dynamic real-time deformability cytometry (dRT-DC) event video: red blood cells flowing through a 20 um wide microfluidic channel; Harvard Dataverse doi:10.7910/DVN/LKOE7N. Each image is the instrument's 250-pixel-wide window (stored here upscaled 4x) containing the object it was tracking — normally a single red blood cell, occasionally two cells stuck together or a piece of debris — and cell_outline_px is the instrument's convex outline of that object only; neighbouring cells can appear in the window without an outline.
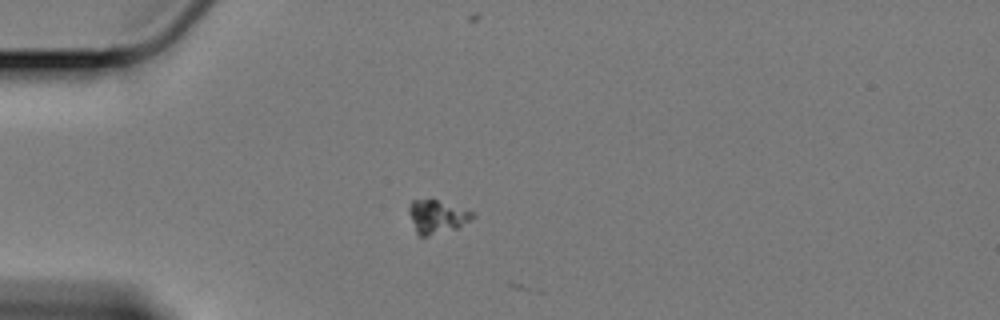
{"species": "Egyptian fruit bat (a non-hibernating species)", "species_latin": "Rousettus aegyptiacus", "temperature_condition": "cold", "stored_images_in_passage": 2, "camera_frame_rate_fps": 3000, "um_per_image_px": 0.085, "animal": {"sex": "female"}, "frame": {"image": 1, "passage_image": 1, "time_ms": 0.0, "image_size_px": [1000, 320], "cell_outline_px": [[476, 216], [472, 220], [456, 228], [428, 236], [416, 236], [408, 208], [412, 200], [436, 200], [472, 212]], "centroid_in_image_um": [37.12, 18.44], "position_along_channel_um": 47.9, "area_um2": 12.08}}